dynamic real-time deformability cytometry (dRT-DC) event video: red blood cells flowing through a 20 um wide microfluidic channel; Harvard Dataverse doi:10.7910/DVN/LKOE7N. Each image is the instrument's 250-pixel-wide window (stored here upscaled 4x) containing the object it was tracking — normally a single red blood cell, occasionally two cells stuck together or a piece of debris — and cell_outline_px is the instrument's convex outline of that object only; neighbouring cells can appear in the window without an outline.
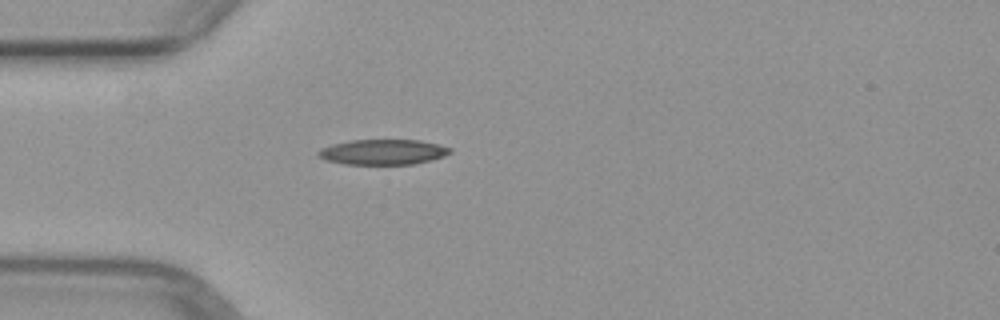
{"species": "common noctule bat (a hibernating species)", "species_latin": "Nyctalus noctula", "temperature_condition": "warm", "stored_images_in_passage": 2, "segment_of_instrument_passage": [1, 2], "camera_frame_rate_fps": 3000, "um_per_image_px": 0.085, "animal": {"sex": "female", "body_mass_g": 29.2, "forearm_length_mm": 56.3}, "frame": {"image": 1, "passage_image": 1, "time_ms": 0.0, "image_size_px": [1000, 320], "cell_outline_px": [[452, 152], [444, 156], [432, 160], [412, 164], [344, 164], [328, 160], [320, 156], [316, 152], [320, 148], [332, 144], [352, 140], [420, 140], [452, 148]], "centroid_in_image_um": [32.57, 12.92], "position_along_channel_um": 52.4, "area_um2": 19.31}}